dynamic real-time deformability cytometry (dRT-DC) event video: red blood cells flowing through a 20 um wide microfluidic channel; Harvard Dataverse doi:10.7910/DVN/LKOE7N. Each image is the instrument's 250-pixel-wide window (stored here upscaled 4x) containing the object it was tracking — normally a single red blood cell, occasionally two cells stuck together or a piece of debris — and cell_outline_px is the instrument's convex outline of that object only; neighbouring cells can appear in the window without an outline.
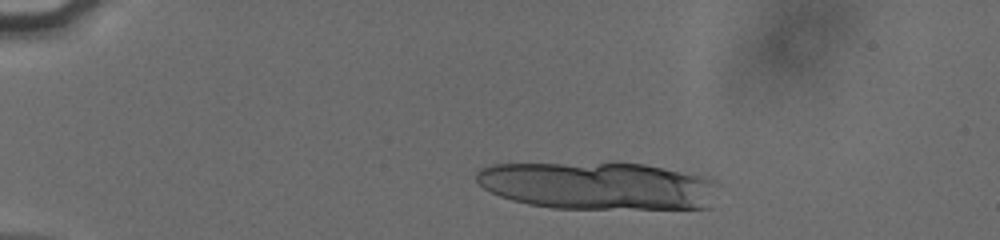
{"species": "human", "species_latin": "Homo sapiens", "temperature_condition": "cold", "stored_images_in_passage": 13, "camera_frame_rate_fps": 3000, "um_per_image_px": 0.085, "donor": {"sex": "male"}, "frame": {"image": 1, "passage_image": 6, "time_ms": 1.667, "image_size_px": [1000, 240], "cell_outline_px": [[712, 208], [552, 208], [528, 204], [512, 200], [500, 196], [484, 188], [476, 180], [476, 172], [480, 168], [492, 164], [644, 164], [696, 176], [712, 180]], "centroid_in_image_um": [50.71, 15.81], "position_along_channel_um": 34.3, "area_um2": 65.66}}